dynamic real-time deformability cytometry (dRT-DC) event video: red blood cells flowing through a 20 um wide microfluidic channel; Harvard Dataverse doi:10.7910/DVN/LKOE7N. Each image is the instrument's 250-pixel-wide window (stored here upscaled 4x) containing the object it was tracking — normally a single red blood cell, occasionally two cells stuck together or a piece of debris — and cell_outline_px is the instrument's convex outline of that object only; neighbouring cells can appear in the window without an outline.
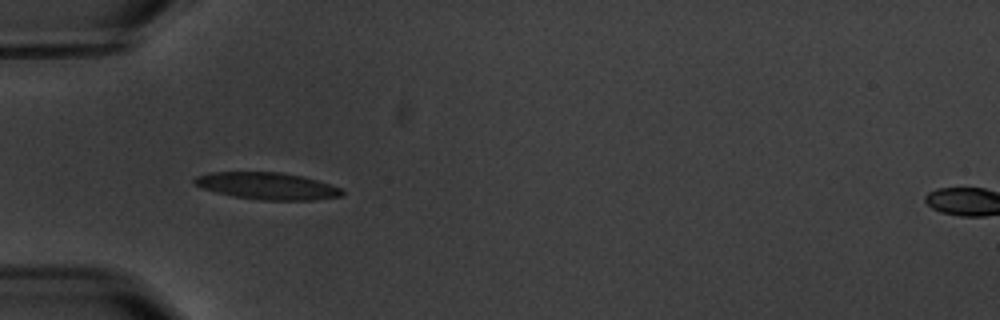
{"species": "common noctule bat (a hibernating species)", "species_latin": "Nyctalus noctula", "temperature_condition": "warm", "stored_images_in_passage": 15, "camera_frame_rate_fps": 3000, "um_per_image_px": 0.085, "animal": {"sex": "male", "body_mass_g": 20.1, "forearm_length_mm": 53.5}, "frame": {"image": 1, "passage_image": 5, "time_ms": 5.667, "image_size_px": [1000, 320], "cell_outline_px": [[344, 196], [312, 200], [260, 200], [232, 196], [216, 192], [204, 188], [196, 184], [192, 180], [196, 176], [208, 172], [280, 172], [304, 176], [340, 188], [344, 192]], "centroid_in_image_um": [22.72, 15.8], "position_along_channel_um": 62.3, "area_um2": 23.18}}
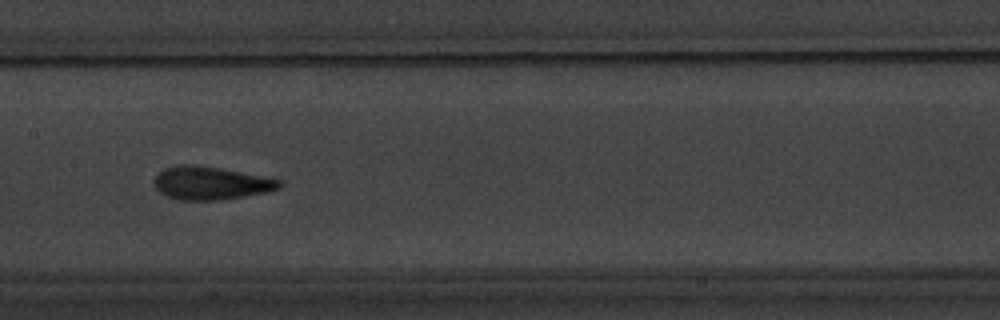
{"frame": {"image": 2, "passage_image": 8, "time_ms": 9.333, "image_size_px": [1000, 320], "cell_outline_px": [[284, 184], [280, 188], [268, 192], [220, 200], [180, 200], [168, 196], [160, 192], [156, 188], [152, 180], [164, 168], [176, 164], [196, 164], [272, 176], [284, 180]], "centroid_in_image_um": [18.0, 15.54], "position_along_channel_um": 189.4, "area_um2": 24.85}}
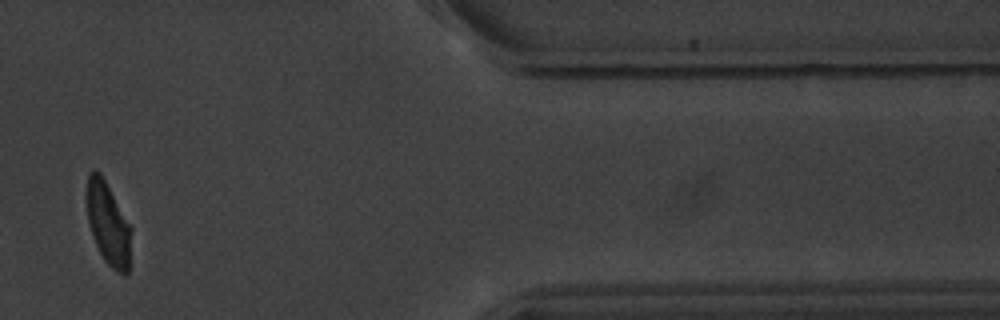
{"frame": {"image": 3, "passage_image": 13, "time_ms": 16.333, "image_size_px": [1000, 320], "cell_outline_px": [[132, 228], [128, 272], [124, 276], [116, 272], [104, 260], [92, 236], [88, 220], [84, 200], [88, 172], [96, 168], [100, 172]], "centroid_in_image_um": [9.16, 18.98], "position_along_channel_um": 402.2, "area_um2": 21.85}, "authors_computed_cell_mechanics": {"area_um2": 23.1778, "velocity_mm_per_s": 3.5327, "shape_relaxation_time_tau1_ms": 1.8154, "shape_relaxation_time_tau2_ms": null, "deformation_change_tau1": 0.1118, "deformation_change_tau2": null}}